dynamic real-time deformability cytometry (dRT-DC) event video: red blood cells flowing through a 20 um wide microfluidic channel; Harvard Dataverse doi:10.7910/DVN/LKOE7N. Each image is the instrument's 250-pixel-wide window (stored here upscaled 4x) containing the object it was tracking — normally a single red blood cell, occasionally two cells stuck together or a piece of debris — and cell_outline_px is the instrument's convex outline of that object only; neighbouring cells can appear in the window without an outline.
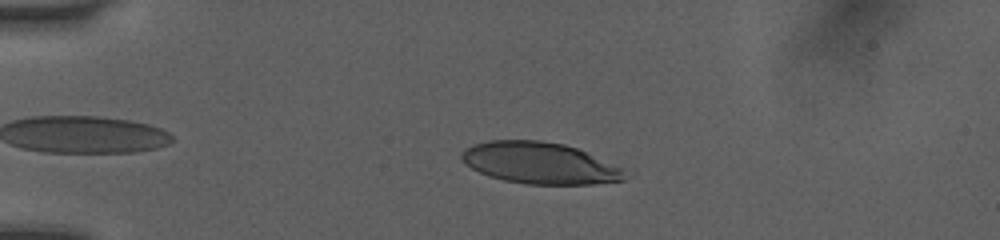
{"species": "human", "species_latin": "Homo sapiens", "temperature_condition": "room temperature", "stored_images_in_passage": 32, "camera_frame_rate_fps": 3000, "um_per_image_px": 0.085, "donor": {"sex": "female"}, "frame": {"image": 1, "passage_image": 1, "time_ms": 0.0, "image_size_px": [1000, 240], "cell_outline_px": [[636, 172], [624, 180], [592, 184], [528, 184], [504, 180], [488, 176], [472, 168], [460, 156], [460, 152], [464, 148], [488, 140], [540, 140], [564, 144], [576, 148]], "centroid_in_image_um": [45.99, 13.86], "position_along_channel_um": 39.0, "area_um2": 39.94}}
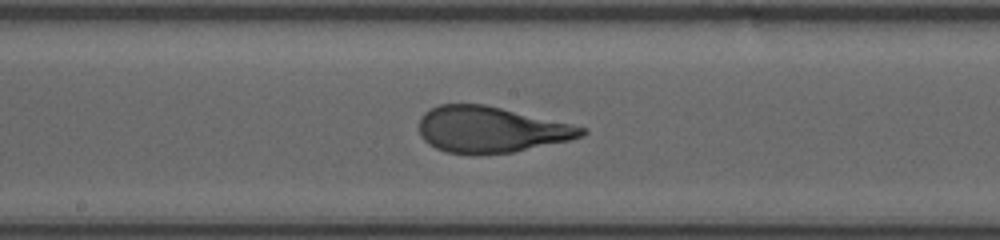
{"frame": {"image": 2, "passage_image": 15, "time_ms": 4.667, "image_size_px": [1000, 240], "cell_outline_px": [[588, 132], [584, 136], [572, 140], [512, 152], [448, 152], [436, 148], [428, 144], [420, 136], [420, 116], [424, 112], [440, 104], [484, 104], [588, 128]], "centroid_in_image_um": [41.75, 10.99], "position_along_channel_um": 206.5, "area_um2": 42.95}}
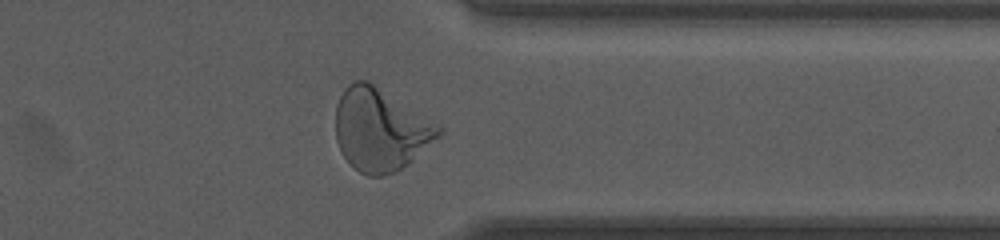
{"frame": {"image": 3, "passage_image": 28, "time_ms": 9.0, "image_size_px": [1000, 240], "cell_outline_px": [[444, 132], [440, 136], [408, 164], [392, 172], [380, 176], [368, 176], [360, 172], [340, 152], [336, 140], [336, 104], [344, 88], [348, 84], [356, 80], [368, 80], [440, 124], [444, 128]], "centroid_in_image_um": [32.35, 10.99], "position_along_channel_um": 379.1, "area_um2": 49.59}, "authors_computed_cell_mechanics": {"area_um2": 43.7257, "velocity_mm_per_s": 4.0563, "shape_relaxation_time_tau1_ms": 4.2523, "shape_relaxation_time_tau2_ms": null, "deformation_change_tau1": 0.2417, "deformation_change_tau2": null}}